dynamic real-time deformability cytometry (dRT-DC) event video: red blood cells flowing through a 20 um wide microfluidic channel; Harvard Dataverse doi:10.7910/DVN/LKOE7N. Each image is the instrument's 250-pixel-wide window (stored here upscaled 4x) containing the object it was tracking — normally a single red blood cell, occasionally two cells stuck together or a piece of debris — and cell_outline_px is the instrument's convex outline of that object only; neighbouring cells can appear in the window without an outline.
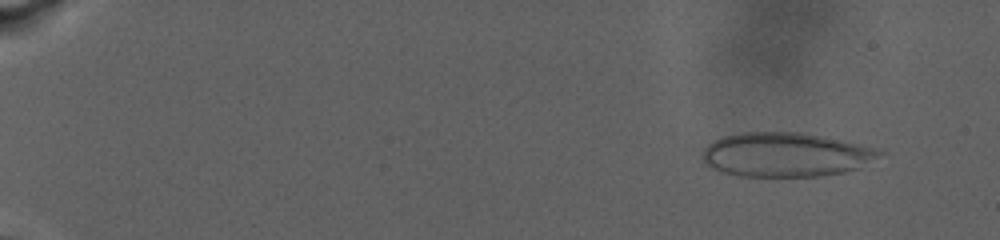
{"species": "human", "species_latin": "Homo sapiens", "temperature_condition": "warm", "stored_images_in_passage": 55, "camera_frame_rate_fps": 3000, "um_per_image_px": 0.085, "donor": {"sex": "male"}, "frame": {"image": 1, "passage_image": 5, "time_ms": 2.0, "image_size_px": [1000, 240], "cell_outline_px": [[884, 152], [856, 168], [844, 172], [820, 176], [740, 176], [720, 172], [712, 168], [704, 160], [704, 148], [708, 144], [724, 136], [740, 132], [800, 132], [824, 136], [884, 148]], "centroid_in_image_um": [66.82, 13.13], "position_along_channel_um": 18.2, "area_um2": 45.55}}
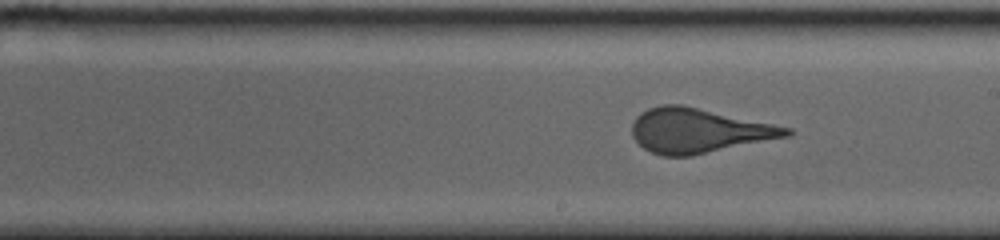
{"frame": {"image": 2, "passage_image": 34, "time_ms": 16.667, "image_size_px": [1000, 240], "cell_outline_px": [[792, 132], [788, 136], [692, 156], [664, 156], [652, 152], [644, 148], [632, 136], [632, 124], [636, 116], [640, 112], [648, 108], [660, 104], [684, 104], [792, 128]], "centroid_in_image_um": [59.35, 11.09], "position_along_channel_um": 229.6, "area_um2": 40.17}}
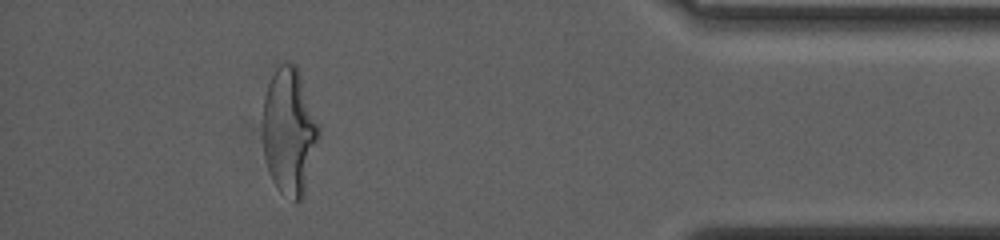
{"frame": {"image": 3, "passage_image": 50, "time_ms": 25.0, "image_size_px": [1000, 240], "cell_outline_px": [[320, 132], [304, 196], [300, 200], [296, 200], [280, 192], [272, 180], [264, 156], [264, 96], [268, 84], [276, 68], [280, 64], [288, 60], [296, 64], [320, 128]], "centroid_in_image_um": [24.59, 11.15], "position_along_channel_um": 410.6, "area_um2": 40.86}, "authors_computed_cell_mechanics": {"area_um2": 41.9628, "velocity_mm_per_s": 2.5963, "shape_relaxation_time_tau1_ms": 9.4495, "shape_relaxation_time_tau2_ms": null, "deformation_change_tau1": 0.2235, "deformation_change_tau2": null}}